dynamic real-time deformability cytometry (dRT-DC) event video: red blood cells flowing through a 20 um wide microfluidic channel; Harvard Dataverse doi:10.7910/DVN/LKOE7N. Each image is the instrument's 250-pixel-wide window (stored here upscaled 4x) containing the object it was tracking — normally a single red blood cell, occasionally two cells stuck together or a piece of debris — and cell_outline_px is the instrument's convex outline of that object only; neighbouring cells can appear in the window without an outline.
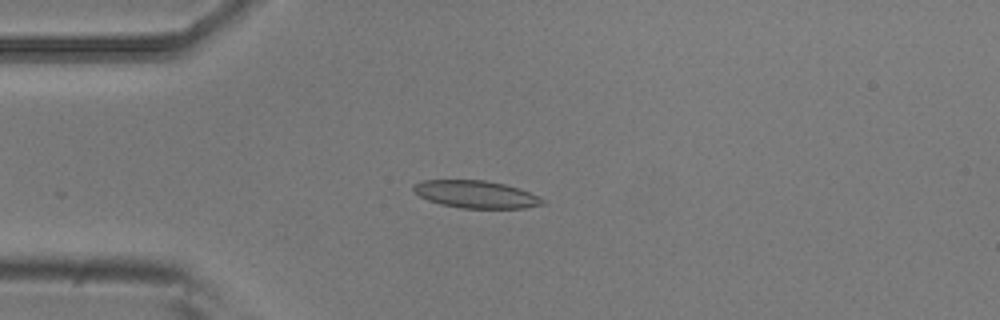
{"species": "common noctule bat (a hibernating species)", "species_latin": "Nyctalus noctula", "temperature_condition": "room temperature", "stored_images_in_passage": 7, "camera_frame_rate_fps": 3000, "um_per_image_px": 0.085, "animal": {"sex": "male", "body_mass_g": 20.5, "forearm_length_mm": 52.5}, "frame": {"image": 1, "passage_image": 4, "time_ms": 1.0, "image_size_px": [1000, 320], "cell_outline_px": [[548, 204], [524, 208], [460, 208], [440, 204], [428, 200], [412, 192], [412, 188], [416, 184], [424, 180], [484, 180], [504, 184], [520, 188], [540, 196], [548, 200]], "centroid_in_image_um": [40.53, 16.53], "position_along_channel_um": 44.5, "area_um2": 20.92}}
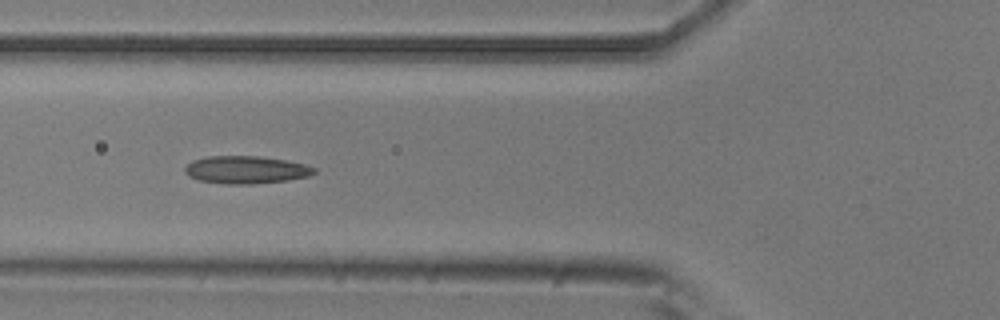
{"frame": {"image": 2, "passage_image": 6, "time_ms": 1.667, "image_size_px": [1000, 320], "cell_outline_px": [[316, 172], [308, 176], [288, 180], [252, 184], [228, 184], [200, 180], [188, 176], [184, 172], [184, 168], [192, 160], [208, 156], [260, 156], [288, 160], [304, 164], [316, 168]], "centroid_in_image_um": [20.91, 14.42], "position_along_channel_um": 104.9, "area_um2": 20.87}}
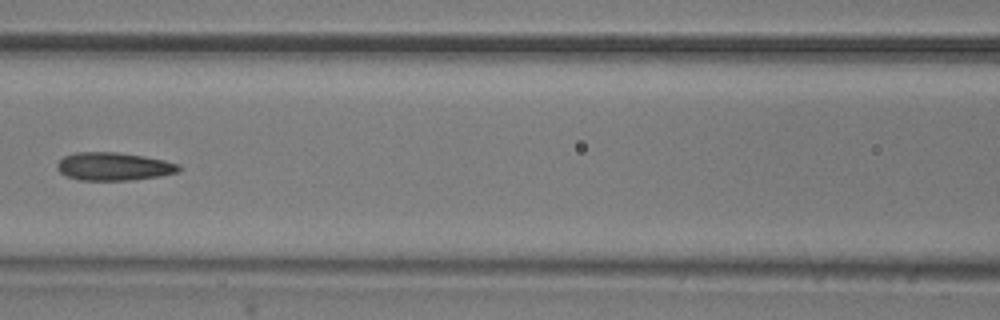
{"frame": {"image": 3, "passage_image": 7, "time_ms": 2.0, "image_size_px": [1000, 320], "cell_outline_px": [[184, 168], [180, 172], [160, 176], [132, 180], [80, 180], [68, 176], [60, 172], [56, 168], [56, 164], [64, 156], [76, 152], [116, 152], [144, 156], [164, 160], [180, 164]], "centroid_in_image_um": [9.72, 14.15], "position_along_channel_um": 156.9, "area_um2": 20.06}}